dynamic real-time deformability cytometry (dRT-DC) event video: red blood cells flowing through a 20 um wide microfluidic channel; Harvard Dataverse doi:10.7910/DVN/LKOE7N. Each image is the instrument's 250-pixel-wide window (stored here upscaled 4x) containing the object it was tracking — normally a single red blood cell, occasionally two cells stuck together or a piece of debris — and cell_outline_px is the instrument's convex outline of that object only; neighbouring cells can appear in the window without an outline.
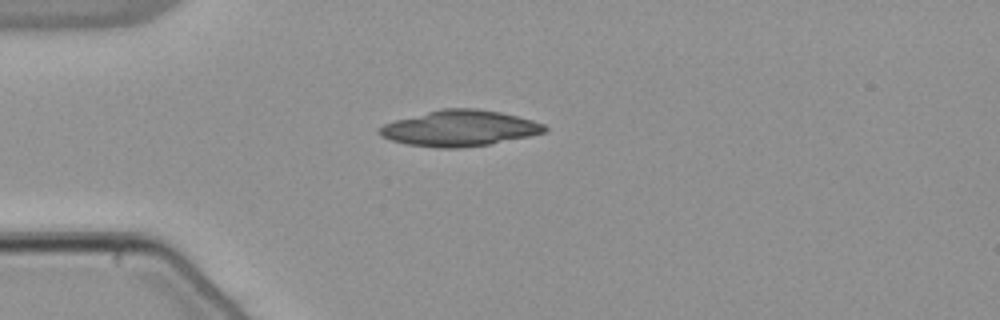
{"species": "common noctule bat (a hibernating species)", "species_latin": "Nyctalus noctula", "temperature_condition": "warm", "stored_images_in_passage": 40, "camera_frame_rate_fps": 3000, "um_per_image_px": 0.085, "animal": {"sex": "male", "body_mass_g": 21.5, "forearm_length_mm": 52.0}, "frame": {"image": 1, "passage_image": 1, "time_ms": 0.0, "image_size_px": [1000, 320], "cell_outline_px": [[548, 128], [544, 132], [528, 136], [488, 144], [460, 148], [440, 148], [408, 144], [392, 140], [380, 136], [376, 132], [384, 124], [396, 120], [444, 108], [476, 108], [500, 112], [532, 120], [544, 124]], "centroid_in_image_um": [39.06, 10.9], "position_along_channel_um": 45.9, "area_um2": 34.04}}
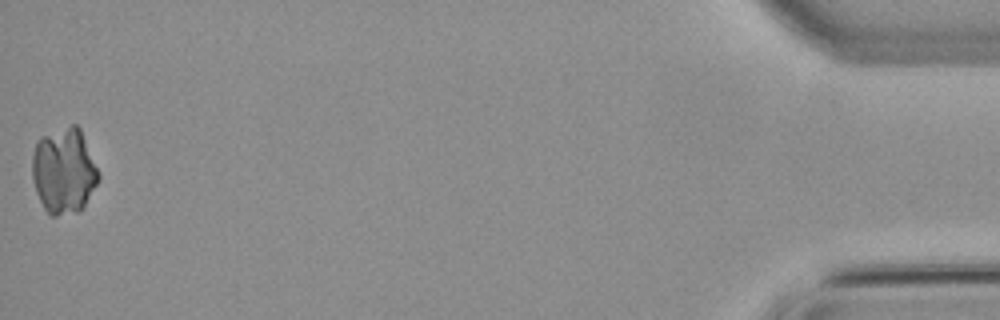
{"frame": {"image": 2, "passage_image": 40, "time_ms": 13.0, "image_size_px": [1000, 320], "cell_outline_px": [[100, 180], [80, 212], [56, 216], [48, 216], [36, 192], [32, 176], [32, 156], [36, 144], [40, 136], [72, 124], [76, 124], [80, 128], [100, 172]], "centroid_in_image_um": [5.44, 14.54], "position_along_channel_um": 429.8, "area_um2": 33.58}}